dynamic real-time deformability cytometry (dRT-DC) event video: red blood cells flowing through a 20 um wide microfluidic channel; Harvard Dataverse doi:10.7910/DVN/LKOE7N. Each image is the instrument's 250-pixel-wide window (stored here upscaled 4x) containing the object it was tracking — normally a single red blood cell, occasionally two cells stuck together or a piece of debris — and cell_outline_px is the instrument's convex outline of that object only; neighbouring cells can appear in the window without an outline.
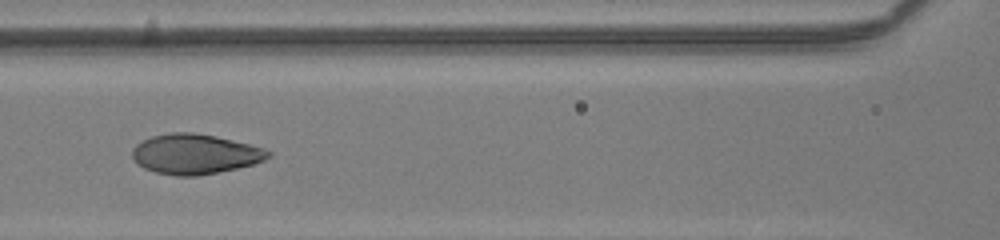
{"species": "human", "species_latin": "Homo sapiens", "temperature_condition": "room temperature", "stored_images_in_passage": 11, "camera_frame_rate_fps": 3000, "um_per_image_px": 0.085, "donor": {"sex": "male"}, "frame": {"image": 1, "passage_image": 7, "time_ms": 2.0, "image_size_px": [1000, 240], "cell_outline_px": [[272, 156], [264, 160], [252, 164], [236, 168], [196, 176], [176, 176], [156, 172], [144, 168], [132, 156], [132, 148], [136, 144], [152, 136], [172, 132], [192, 132], [216, 136], [264, 148], [272, 152]], "centroid_in_image_um": [16.58, 13.09], "position_along_channel_um": 150.0, "area_um2": 31.44}}